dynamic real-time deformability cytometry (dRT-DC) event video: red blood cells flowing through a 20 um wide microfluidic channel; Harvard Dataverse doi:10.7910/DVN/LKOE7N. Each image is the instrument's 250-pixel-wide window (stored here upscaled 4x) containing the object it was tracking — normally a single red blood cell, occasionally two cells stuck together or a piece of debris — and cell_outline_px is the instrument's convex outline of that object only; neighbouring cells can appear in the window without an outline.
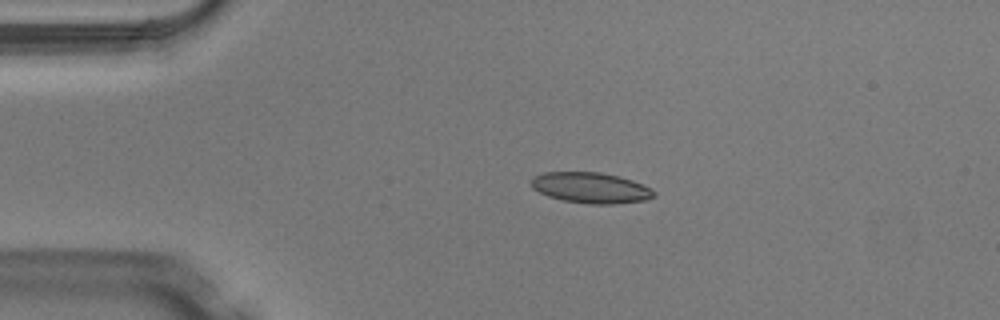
{"species": "Egyptian fruit bat (a non-hibernating species)", "species_latin": "Rousettus aegyptiacus", "temperature_condition": "warm", "stored_images_in_passage": 3, "camera_frame_rate_fps": 3000, "um_per_image_px": 0.085, "animal": {"sex": "male"}, "frame": {"image": 1, "passage_image": 2, "time_ms": 0.333, "image_size_px": [1000, 320], "cell_outline_px": [[656, 196], [644, 200], [616, 204], [588, 204], [564, 200], [548, 196], [532, 188], [532, 176], [544, 172], [600, 172], [620, 176], [632, 180], [656, 192]], "centroid_in_image_um": [50.21, 15.96], "position_along_channel_um": 34.8, "area_um2": 21.91}}